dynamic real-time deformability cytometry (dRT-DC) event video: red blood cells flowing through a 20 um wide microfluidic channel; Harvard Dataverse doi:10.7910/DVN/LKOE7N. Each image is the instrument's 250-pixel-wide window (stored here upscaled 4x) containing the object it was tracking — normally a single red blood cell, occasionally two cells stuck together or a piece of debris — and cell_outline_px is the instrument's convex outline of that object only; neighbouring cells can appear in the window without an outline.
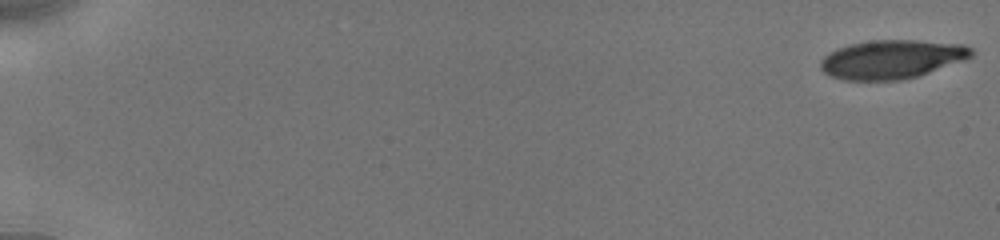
{"species": "human", "species_latin": "Homo sapiens", "temperature_condition": "cold", "stored_images_in_passage": 84, "camera_frame_rate_fps": 3000, "um_per_image_px": 0.085, "donor": {"sex": "male"}, "frame": {"image": 1, "passage_image": 1, "time_ms": 0.0, "image_size_px": [1000, 240], "cell_outline_px": [[976, 52], [972, 56], [964, 60], [916, 76], [900, 80], [844, 80], [832, 76], [824, 72], [820, 68], [820, 60], [828, 52], [836, 48], [848, 44], [872, 40], [916, 40], [964, 44], [972, 48]], "centroid_in_image_um": [75.78, 5.02], "position_along_channel_um": 9.2, "area_um2": 34.16}}
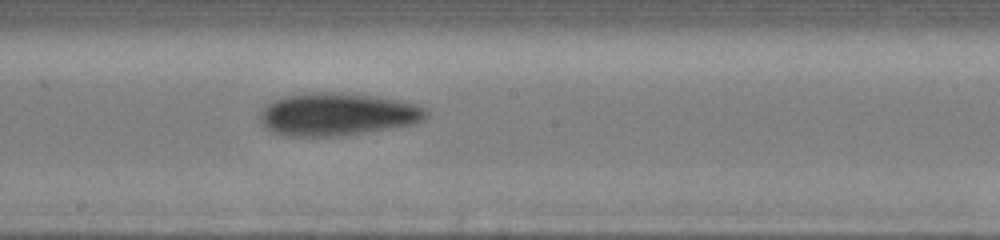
{"frame": {"image": 2, "passage_image": 46, "time_ms": 10.333, "image_size_px": [1000, 240], "cell_outline_px": [[428, 116], [424, 120], [416, 124], [392, 128], [340, 136], [284, 136], [272, 132], [264, 128], [260, 120], [260, 112], [264, 104], [280, 96], [308, 92], [336, 92], [376, 96], [400, 100], [416, 104], [428, 108]], "centroid_in_image_um": [28.66, 9.71], "position_along_channel_um": 219.5, "area_um2": 42.19}}
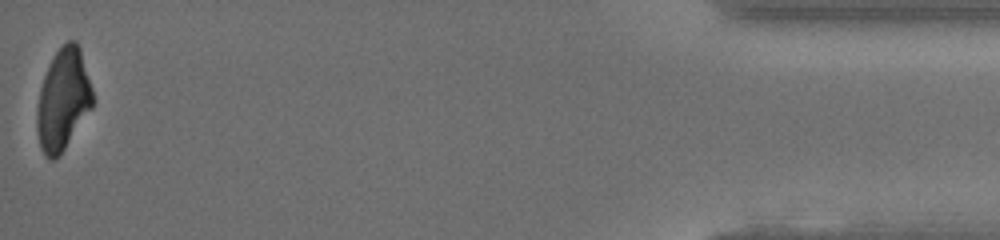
{"frame": {"image": 3, "passage_image": 83, "time_ms": 17.667, "image_size_px": [1000, 240], "cell_outline_px": [[96, 100], [92, 108], [64, 148], [52, 160], [48, 160], [44, 156], [40, 148], [36, 128], [36, 112], [40, 88], [44, 76], [56, 52], [68, 40], [76, 40], [80, 48]], "centroid_in_image_um": [5.37, 8.47], "position_along_channel_um": 429.8, "area_um2": 32.89}, "authors_computed_cell_mechanics": {"area_um2": 37.3677, "velocity_mm_per_s": 3.9291, "shape_relaxation_time_tau1_ms": 2.6603, "shape_relaxation_time_tau2_ms": null, "deformation_change_tau1": 0.1187, "deformation_change_tau2": null}}